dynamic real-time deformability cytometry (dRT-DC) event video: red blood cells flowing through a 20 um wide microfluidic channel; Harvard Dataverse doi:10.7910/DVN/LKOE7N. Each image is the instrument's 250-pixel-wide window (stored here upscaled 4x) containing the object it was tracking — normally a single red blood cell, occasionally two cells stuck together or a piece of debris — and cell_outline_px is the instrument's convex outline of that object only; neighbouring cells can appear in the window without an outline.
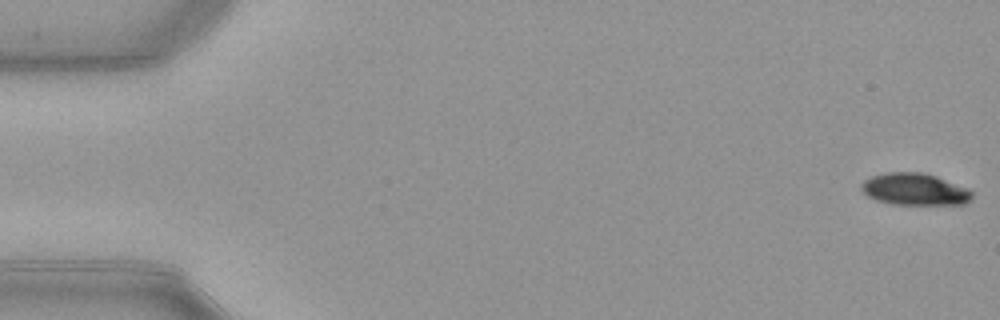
{"species": "common noctule bat (a hibernating species)", "species_latin": "Nyctalus noctula", "temperature_condition": "warm", "stored_images_in_passage": 51, "camera_frame_rate_fps": 3000, "um_per_image_px": 0.085, "animal": {"sex": "female", "body_mass_g": 21.9}, "frame": {"image": 1, "passage_image": 1, "time_ms": 0.0, "image_size_px": [1000, 320], "cell_outline_px": [[972, 200], [964, 204], [892, 204], [876, 200], [868, 196], [860, 188], [860, 184], [864, 180], [872, 176], [888, 172], [924, 172], [936, 176], [968, 188], [972, 192]], "centroid_in_image_um": [77.75, 16.08], "position_along_channel_um": 7.2, "area_um2": 20.63}}
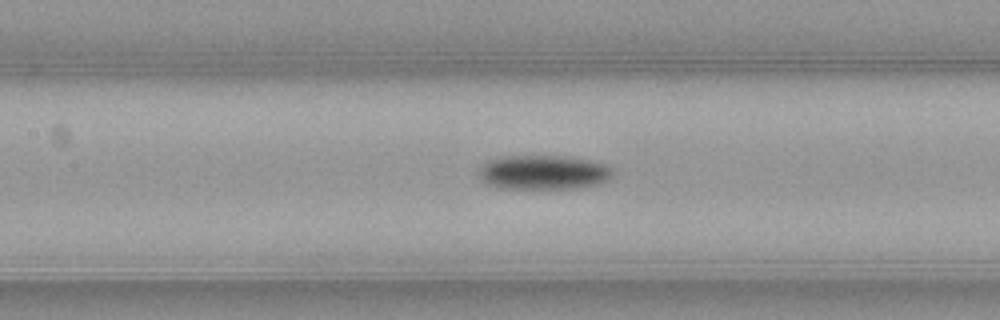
{"frame": {"image": 2, "passage_image": 24, "time_ms": 7.667, "image_size_px": [1000, 320], "cell_outline_px": [[616, 172], [608, 180], [600, 184], [576, 188], [496, 188], [484, 184], [476, 176], [480, 168], [488, 160], [500, 156], [568, 156], [592, 160], [608, 164]], "centroid_in_image_um": [46.2, 14.65], "position_along_channel_um": 161.2, "area_um2": 27.51}}
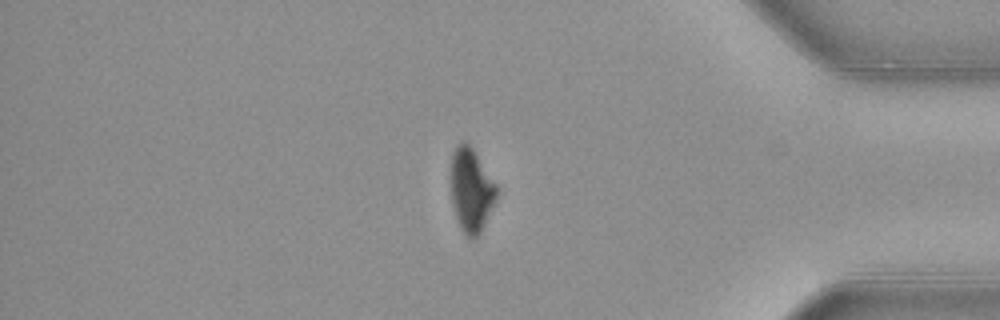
{"frame": {"image": 3, "passage_image": 44, "time_ms": 14.333, "image_size_px": [1000, 320], "cell_outline_px": [[496, 200], [480, 232], [472, 240], [464, 232], [456, 216], [452, 204], [452, 152], [464, 140], [472, 148], [496, 184]], "centroid_in_image_um": [40.06, 16.16], "position_along_channel_um": 395.1, "area_um2": 21.5}, "authors_computed_cell_mechanics": {"area_um2": 24.7962, "velocity_mm_per_s": 3.9787, "shape_relaxation_time_tau1_ms": 2.4151, "shape_relaxation_time_tau2_ms": null, "deformation_change_tau1": 0.1283, "deformation_change_tau2": null}}